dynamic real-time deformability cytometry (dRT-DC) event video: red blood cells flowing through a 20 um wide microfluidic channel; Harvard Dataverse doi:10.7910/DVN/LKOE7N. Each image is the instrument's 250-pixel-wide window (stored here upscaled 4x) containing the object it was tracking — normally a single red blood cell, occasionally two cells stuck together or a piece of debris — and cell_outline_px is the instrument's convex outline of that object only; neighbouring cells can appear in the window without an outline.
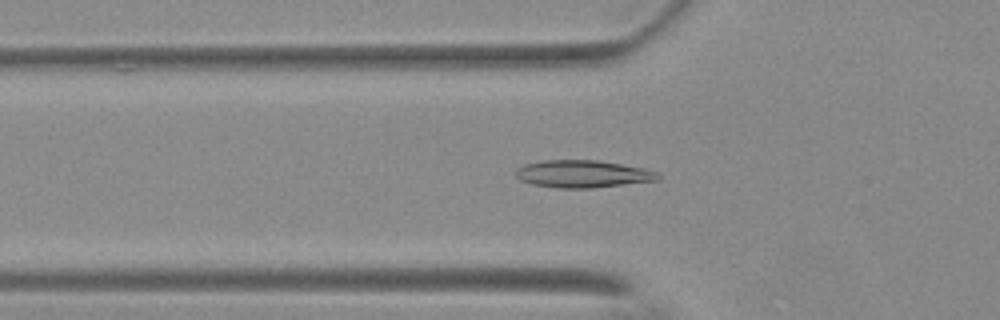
{"species": "Egyptian fruit bat (a non-hibernating species)", "species_latin": "Rousettus aegyptiacus", "temperature_condition": "warm", "stored_images_in_passage": 54, "camera_frame_rate_fps": 3000, "um_per_image_px": 0.085, "animal": {"sex": "female"}, "frame": {"image": 1, "passage_image": 18, "time_ms": 5.667, "image_size_px": [1000, 320], "cell_outline_px": [[660, 180], [592, 188], [556, 188], [532, 184], [520, 180], [516, 176], [516, 168], [524, 164], [544, 160], [600, 160], [644, 168], [656, 172], [660, 176]], "centroid_in_image_um": [49.53, 14.78], "position_along_channel_um": 76.3, "area_um2": 22.83}}
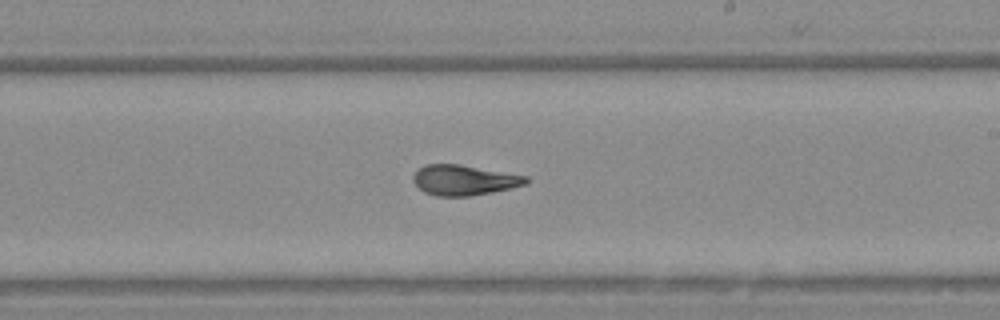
{"frame": {"image": 2, "passage_image": 32, "time_ms": 10.333, "image_size_px": [1000, 320], "cell_outline_px": [[528, 184], [512, 188], [492, 192], [468, 196], [436, 196], [424, 192], [412, 180], [412, 176], [420, 168], [428, 164], [460, 164], [528, 176]], "centroid_in_image_um": [39.47, 15.31], "position_along_channel_um": 249.5, "area_um2": 19.88}}
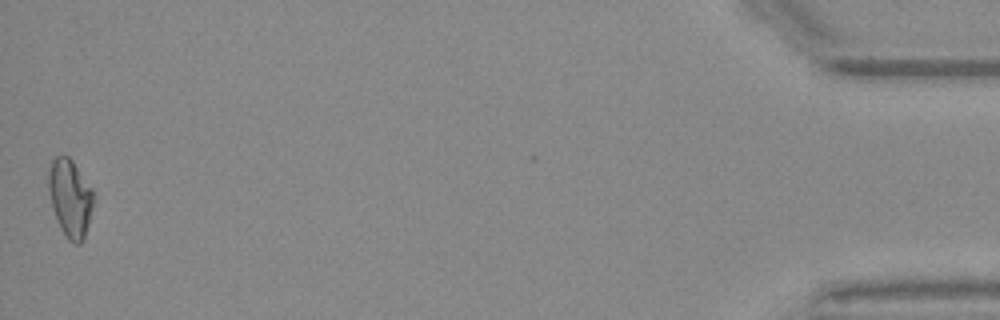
{"frame": {"image": 3, "passage_image": 54, "time_ms": 17.667, "image_size_px": [1000, 320], "cell_outline_px": [[92, 204], [88, 224], [84, 240], [80, 244], [72, 244], [68, 240], [60, 228], [52, 204], [48, 188], [48, 172], [52, 160], [56, 156], [68, 156], [72, 160], [92, 188]], "centroid_in_image_um": [5.95, 16.84], "position_along_channel_um": 429.2, "area_um2": 20.06}, "authors_computed_cell_mechanics": {"area_um2": 20.3456, "velocity_mm_per_s": 3.7075, "shape_relaxation_time_tau1_ms": null, "shape_relaxation_time_tau2_ms": 2.1378, "deformation_change_tau1": null, "deformation_change_tau2": 0.0758}}